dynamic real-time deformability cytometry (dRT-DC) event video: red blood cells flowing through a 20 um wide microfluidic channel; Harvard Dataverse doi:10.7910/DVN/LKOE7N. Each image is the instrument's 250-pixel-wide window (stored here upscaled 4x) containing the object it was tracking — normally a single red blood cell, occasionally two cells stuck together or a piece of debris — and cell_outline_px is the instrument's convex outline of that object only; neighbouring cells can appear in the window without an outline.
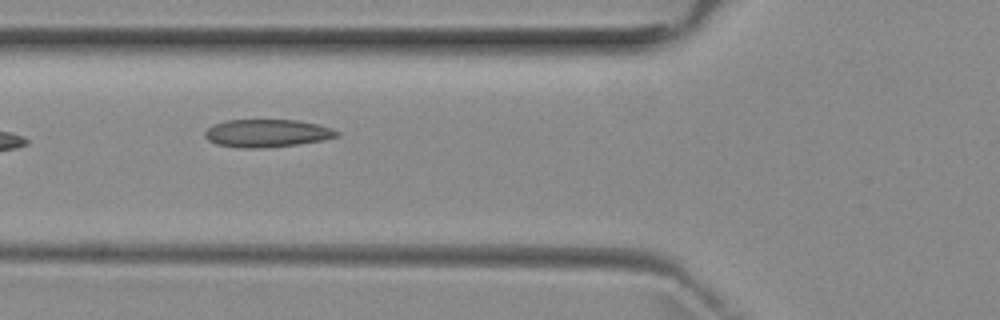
{"species": "common noctule bat (a hibernating species)", "species_latin": "Nyctalus noctula", "temperature_condition": "room temperature", "stored_images_in_passage": 8, "camera_frame_rate_fps": 3000, "um_per_image_px": 0.085, "animal": {"sex": "female", "body_mass_g": 29.2, "forearm_length_mm": 56.3}, "frame": {"image": 1, "passage_image": 6, "time_ms": 6.667, "image_size_px": [1000, 320], "cell_outline_px": [[340, 136], [324, 140], [300, 144], [264, 148], [236, 148], [216, 144], [208, 140], [204, 136], [204, 132], [212, 124], [224, 120], [300, 120], [332, 128], [340, 132]], "centroid_in_image_um": [22.69, 11.33], "position_along_channel_um": 103.1, "area_um2": 21.73}}
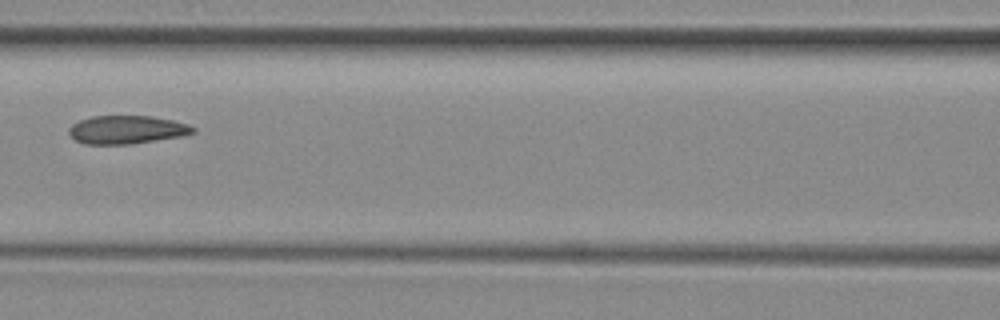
{"frame": {"image": 2, "passage_image": 7, "time_ms": 8.0, "image_size_px": [1000, 320], "cell_outline_px": [[196, 132], [180, 136], [128, 144], [84, 144], [76, 140], [68, 132], [68, 128], [72, 124], [80, 120], [92, 116], [152, 116], [172, 120], [188, 124], [196, 128]], "centroid_in_image_um": [10.76, 11.01], "position_along_channel_um": 155.8, "area_um2": 20.29}}
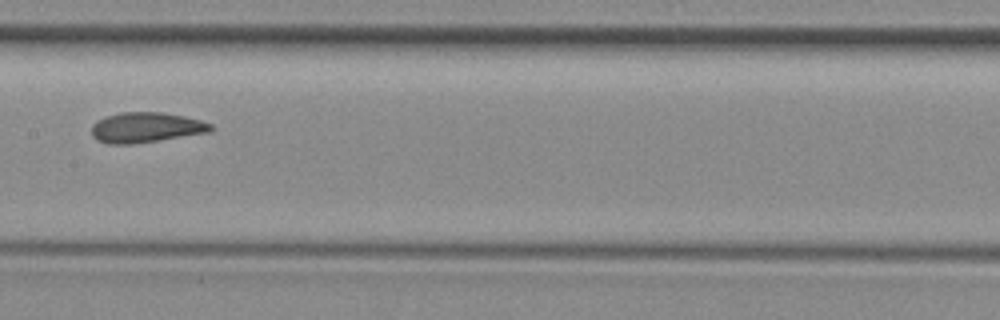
{"frame": {"image": 3, "passage_image": 8, "time_ms": 9.0, "image_size_px": [1000, 320], "cell_outline_px": [[212, 132], [132, 144], [108, 144], [96, 140], [92, 136], [92, 124], [96, 120], [120, 112], [160, 112], [184, 116], [200, 120], [212, 124]], "centroid_in_image_um": [12.39, 10.84], "position_along_channel_um": 195.0, "area_um2": 21.04}}